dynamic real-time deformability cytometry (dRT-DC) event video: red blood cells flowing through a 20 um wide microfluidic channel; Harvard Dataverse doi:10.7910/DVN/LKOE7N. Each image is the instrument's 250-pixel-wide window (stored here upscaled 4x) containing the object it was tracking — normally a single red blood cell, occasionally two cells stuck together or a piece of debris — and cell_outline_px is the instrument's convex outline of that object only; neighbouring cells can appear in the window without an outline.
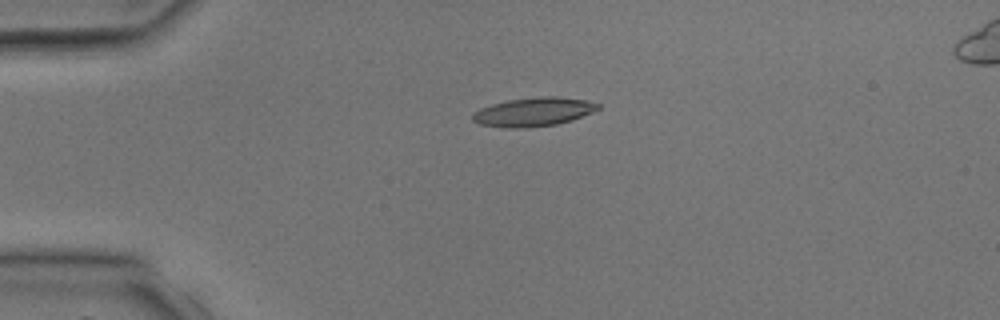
{"species": "common noctule bat (a hibernating species)", "species_latin": "Nyctalus noctula", "temperature_condition": "room temperature", "stored_images_in_passage": 4, "camera_frame_rate_fps": 3000, "um_per_image_px": 0.085, "animal": {"sex": "male", "body_mass_g": 17.9, "forearm_length_mm": 54.2}, "frame": {"image": 1, "passage_image": 3, "time_ms": 3.0, "image_size_px": [1000, 320], "cell_outline_px": [[600, 108], [592, 112], [572, 120], [556, 124], [524, 128], [504, 128], [480, 124], [472, 120], [472, 112], [480, 108], [492, 104], [508, 100], [540, 96], [556, 96], [588, 100], [600, 104]], "centroid_in_image_um": [45.34, 9.51], "position_along_channel_um": 39.7, "area_um2": 21.15}}